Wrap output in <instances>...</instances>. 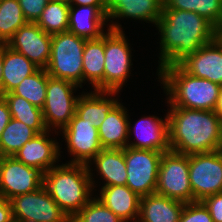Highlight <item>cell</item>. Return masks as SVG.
Segmentation results:
<instances>
[{
    "mask_svg": "<svg viewBox=\"0 0 222 222\" xmlns=\"http://www.w3.org/2000/svg\"><path fill=\"white\" fill-rule=\"evenodd\" d=\"M160 34L157 69L178 65L200 47L216 39L217 28L196 12L162 8L155 24Z\"/></svg>",
    "mask_w": 222,
    "mask_h": 222,
    "instance_id": "obj_1",
    "label": "cell"
},
{
    "mask_svg": "<svg viewBox=\"0 0 222 222\" xmlns=\"http://www.w3.org/2000/svg\"><path fill=\"white\" fill-rule=\"evenodd\" d=\"M170 150L184 155L222 149V120L215 111L170 107Z\"/></svg>",
    "mask_w": 222,
    "mask_h": 222,
    "instance_id": "obj_2",
    "label": "cell"
},
{
    "mask_svg": "<svg viewBox=\"0 0 222 222\" xmlns=\"http://www.w3.org/2000/svg\"><path fill=\"white\" fill-rule=\"evenodd\" d=\"M92 168L67 162L44 173L43 185L70 219L93 198L96 183Z\"/></svg>",
    "mask_w": 222,
    "mask_h": 222,
    "instance_id": "obj_3",
    "label": "cell"
},
{
    "mask_svg": "<svg viewBox=\"0 0 222 222\" xmlns=\"http://www.w3.org/2000/svg\"><path fill=\"white\" fill-rule=\"evenodd\" d=\"M168 107L214 111L221 86L185 72L179 65L157 70Z\"/></svg>",
    "mask_w": 222,
    "mask_h": 222,
    "instance_id": "obj_4",
    "label": "cell"
},
{
    "mask_svg": "<svg viewBox=\"0 0 222 222\" xmlns=\"http://www.w3.org/2000/svg\"><path fill=\"white\" fill-rule=\"evenodd\" d=\"M86 40L69 31L52 35L47 74L52 78L73 82L79 88H83L82 56Z\"/></svg>",
    "mask_w": 222,
    "mask_h": 222,
    "instance_id": "obj_5",
    "label": "cell"
},
{
    "mask_svg": "<svg viewBox=\"0 0 222 222\" xmlns=\"http://www.w3.org/2000/svg\"><path fill=\"white\" fill-rule=\"evenodd\" d=\"M155 193L185 204L193 202L189 180V155L172 150L163 152Z\"/></svg>",
    "mask_w": 222,
    "mask_h": 222,
    "instance_id": "obj_6",
    "label": "cell"
},
{
    "mask_svg": "<svg viewBox=\"0 0 222 222\" xmlns=\"http://www.w3.org/2000/svg\"><path fill=\"white\" fill-rule=\"evenodd\" d=\"M123 30L105 33L104 91L120 92L131 75L132 48Z\"/></svg>",
    "mask_w": 222,
    "mask_h": 222,
    "instance_id": "obj_7",
    "label": "cell"
},
{
    "mask_svg": "<svg viewBox=\"0 0 222 222\" xmlns=\"http://www.w3.org/2000/svg\"><path fill=\"white\" fill-rule=\"evenodd\" d=\"M78 85L73 82L49 77L47 79L46 99L42 108L43 119L48 130L55 134L66 127L76 112L80 95H74ZM59 131H56L58 130Z\"/></svg>",
    "mask_w": 222,
    "mask_h": 222,
    "instance_id": "obj_8",
    "label": "cell"
},
{
    "mask_svg": "<svg viewBox=\"0 0 222 222\" xmlns=\"http://www.w3.org/2000/svg\"><path fill=\"white\" fill-rule=\"evenodd\" d=\"M162 155L163 152L159 151L125 147L126 186L140 197L154 194Z\"/></svg>",
    "mask_w": 222,
    "mask_h": 222,
    "instance_id": "obj_9",
    "label": "cell"
},
{
    "mask_svg": "<svg viewBox=\"0 0 222 222\" xmlns=\"http://www.w3.org/2000/svg\"><path fill=\"white\" fill-rule=\"evenodd\" d=\"M193 202L222 193V149L189 155Z\"/></svg>",
    "mask_w": 222,
    "mask_h": 222,
    "instance_id": "obj_10",
    "label": "cell"
},
{
    "mask_svg": "<svg viewBox=\"0 0 222 222\" xmlns=\"http://www.w3.org/2000/svg\"><path fill=\"white\" fill-rule=\"evenodd\" d=\"M13 220L21 222H71L43 185L34 192L10 199Z\"/></svg>",
    "mask_w": 222,
    "mask_h": 222,
    "instance_id": "obj_11",
    "label": "cell"
},
{
    "mask_svg": "<svg viewBox=\"0 0 222 222\" xmlns=\"http://www.w3.org/2000/svg\"><path fill=\"white\" fill-rule=\"evenodd\" d=\"M44 183V174L14 156L0 159V196L10 200L14 196L34 192Z\"/></svg>",
    "mask_w": 222,
    "mask_h": 222,
    "instance_id": "obj_12",
    "label": "cell"
},
{
    "mask_svg": "<svg viewBox=\"0 0 222 222\" xmlns=\"http://www.w3.org/2000/svg\"><path fill=\"white\" fill-rule=\"evenodd\" d=\"M63 133L66 148L73 159L68 163H88L103 149L100 144L98 129L94 123H88L80 119L76 114L69 124L59 133Z\"/></svg>",
    "mask_w": 222,
    "mask_h": 222,
    "instance_id": "obj_13",
    "label": "cell"
},
{
    "mask_svg": "<svg viewBox=\"0 0 222 222\" xmlns=\"http://www.w3.org/2000/svg\"><path fill=\"white\" fill-rule=\"evenodd\" d=\"M51 44L52 35L45 33L35 22H27L14 33L6 45L26 56L39 69H46Z\"/></svg>",
    "mask_w": 222,
    "mask_h": 222,
    "instance_id": "obj_14",
    "label": "cell"
},
{
    "mask_svg": "<svg viewBox=\"0 0 222 222\" xmlns=\"http://www.w3.org/2000/svg\"><path fill=\"white\" fill-rule=\"evenodd\" d=\"M132 132L135 136H132ZM131 136L135 137L134 139L137 141H129ZM127 147L159 152L169 151L168 114L164 116V119L154 115L141 117L136 123L134 122V126L128 121Z\"/></svg>",
    "mask_w": 222,
    "mask_h": 222,
    "instance_id": "obj_15",
    "label": "cell"
},
{
    "mask_svg": "<svg viewBox=\"0 0 222 222\" xmlns=\"http://www.w3.org/2000/svg\"><path fill=\"white\" fill-rule=\"evenodd\" d=\"M50 132L52 130L38 133L13 156L25 165L33 167L43 174L46 173L60 162L59 158H61L62 152L58 141L49 137L51 136Z\"/></svg>",
    "mask_w": 222,
    "mask_h": 222,
    "instance_id": "obj_16",
    "label": "cell"
},
{
    "mask_svg": "<svg viewBox=\"0 0 222 222\" xmlns=\"http://www.w3.org/2000/svg\"><path fill=\"white\" fill-rule=\"evenodd\" d=\"M164 0H106V17L111 30H123L114 19L132 18L153 23L154 26L162 15ZM112 19V20H110Z\"/></svg>",
    "mask_w": 222,
    "mask_h": 222,
    "instance_id": "obj_17",
    "label": "cell"
},
{
    "mask_svg": "<svg viewBox=\"0 0 222 222\" xmlns=\"http://www.w3.org/2000/svg\"><path fill=\"white\" fill-rule=\"evenodd\" d=\"M190 75L222 86V44L216 38L178 64Z\"/></svg>",
    "mask_w": 222,
    "mask_h": 222,
    "instance_id": "obj_18",
    "label": "cell"
},
{
    "mask_svg": "<svg viewBox=\"0 0 222 222\" xmlns=\"http://www.w3.org/2000/svg\"><path fill=\"white\" fill-rule=\"evenodd\" d=\"M106 10V6H70L68 31L87 40L102 37L104 25H109Z\"/></svg>",
    "mask_w": 222,
    "mask_h": 222,
    "instance_id": "obj_19",
    "label": "cell"
},
{
    "mask_svg": "<svg viewBox=\"0 0 222 222\" xmlns=\"http://www.w3.org/2000/svg\"><path fill=\"white\" fill-rule=\"evenodd\" d=\"M96 198L123 221L137 222L141 197L126 185L102 187Z\"/></svg>",
    "mask_w": 222,
    "mask_h": 222,
    "instance_id": "obj_20",
    "label": "cell"
},
{
    "mask_svg": "<svg viewBox=\"0 0 222 222\" xmlns=\"http://www.w3.org/2000/svg\"><path fill=\"white\" fill-rule=\"evenodd\" d=\"M82 93L77 101L75 114L88 123L93 122L98 129L108 113L119 103L120 100L114 98L119 92L94 90Z\"/></svg>",
    "mask_w": 222,
    "mask_h": 222,
    "instance_id": "obj_21",
    "label": "cell"
},
{
    "mask_svg": "<svg viewBox=\"0 0 222 222\" xmlns=\"http://www.w3.org/2000/svg\"><path fill=\"white\" fill-rule=\"evenodd\" d=\"M119 102L107 115L98 128L103 149H124L128 142V109Z\"/></svg>",
    "mask_w": 222,
    "mask_h": 222,
    "instance_id": "obj_22",
    "label": "cell"
},
{
    "mask_svg": "<svg viewBox=\"0 0 222 222\" xmlns=\"http://www.w3.org/2000/svg\"><path fill=\"white\" fill-rule=\"evenodd\" d=\"M184 205L156 193L142 196L137 222H179Z\"/></svg>",
    "mask_w": 222,
    "mask_h": 222,
    "instance_id": "obj_23",
    "label": "cell"
},
{
    "mask_svg": "<svg viewBox=\"0 0 222 222\" xmlns=\"http://www.w3.org/2000/svg\"><path fill=\"white\" fill-rule=\"evenodd\" d=\"M96 165L95 170L100 180H105L102 187L126 185L127 171L124 149H102L87 165Z\"/></svg>",
    "mask_w": 222,
    "mask_h": 222,
    "instance_id": "obj_24",
    "label": "cell"
},
{
    "mask_svg": "<svg viewBox=\"0 0 222 222\" xmlns=\"http://www.w3.org/2000/svg\"><path fill=\"white\" fill-rule=\"evenodd\" d=\"M38 69L26 56L3 44L1 96L11 92L26 77L32 75Z\"/></svg>",
    "mask_w": 222,
    "mask_h": 222,
    "instance_id": "obj_25",
    "label": "cell"
},
{
    "mask_svg": "<svg viewBox=\"0 0 222 222\" xmlns=\"http://www.w3.org/2000/svg\"><path fill=\"white\" fill-rule=\"evenodd\" d=\"M105 34L86 40L83 51V83L90 82L95 91H104ZM87 81V82H86Z\"/></svg>",
    "mask_w": 222,
    "mask_h": 222,
    "instance_id": "obj_26",
    "label": "cell"
},
{
    "mask_svg": "<svg viewBox=\"0 0 222 222\" xmlns=\"http://www.w3.org/2000/svg\"><path fill=\"white\" fill-rule=\"evenodd\" d=\"M2 97L8 104L11 118L25 123L37 133H42L48 130L44 123L42 109L34 106L23 97L17 96L12 92L3 94Z\"/></svg>",
    "mask_w": 222,
    "mask_h": 222,
    "instance_id": "obj_27",
    "label": "cell"
},
{
    "mask_svg": "<svg viewBox=\"0 0 222 222\" xmlns=\"http://www.w3.org/2000/svg\"><path fill=\"white\" fill-rule=\"evenodd\" d=\"M163 8L196 12L216 28L222 24V0H164Z\"/></svg>",
    "mask_w": 222,
    "mask_h": 222,
    "instance_id": "obj_28",
    "label": "cell"
},
{
    "mask_svg": "<svg viewBox=\"0 0 222 222\" xmlns=\"http://www.w3.org/2000/svg\"><path fill=\"white\" fill-rule=\"evenodd\" d=\"M38 133L25 123L10 119L0 138L1 156H13L27 141Z\"/></svg>",
    "mask_w": 222,
    "mask_h": 222,
    "instance_id": "obj_29",
    "label": "cell"
},
{
    "mask_svg": "<svg viewBox=\"0 0 222 222\" xmlns=\"http://www.w3.org/2000/svg\"><path fill=\"white\" fill-rule=\"evenodd\" d=\"M69 3L48 2L35 22L45 33L55 35L68 31Z\"/></svg>",
    "mask_w": 222,
    "mask_h": 222,
    "instance_id": "obj_30",
    "label": "cell"
},
{
    "mask_svg": "<svg viewBox=\"0 0 222 222\" xmlns=\"http://www.w3.org/2000/svg\"><path fill=\"white\" fill-rule=\"evenodd\" d=\"M49 77L46 69H38L32 75L26 77L11 92L42 109L46 99L47 79Z\"/></svg>",
    "mask_w": 222,
    "mask_h": 222,
    "instance_id": "obj_31",
    "label": "cell"
},
{
    "mask_svg": "<svg viewBox=\"0 0 222 222\" xmlns=\"http://www.w3.org/2000/svg\"><path fill=\"white\" fill-rule=\"evenodd\" d=\"M27 22L18 0H1L0 44H7L14 33Z\"/></svg>",
    "mask_w": 222,
    "mask_h": 222,
    "instance_id": "obj_32",
    "label": "cell"
},
{
    "mask_svg": "<svg viewBox=\"0 0 222 222\" xmlns=\"http://www.w3.org/2000/svg\"><path fill=\"white\" fill-rule=\"evenodd\" d=\"M71 222H125L94 197L71 219Z\"/></svg>",
    "mask_w": 222,
    "mask_h": 222,
    "instance_id": "obj_33",
    "label": "cell"
},
{
    "mask_svg": "<svg viewBox=\"0 0 222 222\" xmlns=\"http://www.w3.org/2000/svg\"><path fill=\"white\" fill-rule=\"evenodd\" d=\"M179 222H213V219L204 204L195 201L184 205Z\"/></svg>",
    "mask_w": 222,
    "mask_h": 222,
    "instance_id": "obj_34",
    "label": "cell"
},
{
    "mask_svg": "<svg viewBox=\"0 0 222 222\" xmlns=\"http://www.w3.org/2000/svg\"><path fill=\"white\" fill-rule=\"evenodd\" d=\"M23 15L28 22H36L41 16L48 0H18Z\"/></svg>",
    "mask_w": 222,
    "mask_h": 222,
    "instance_id": "obj_35",
    "label": "cell"
},
{
    "mask_svg": "<svg viewBox=\"0 0 222 222\" xmlns=\"http://www.w3.org/2000/svg\"><path fill=\"white\" fill-rule=\"evenodd\" d=\"M201 202L208 209L213 222H222V193L207 196Z\"/></svg>",
    "mask_w": 222,
    "mask_h": 222,
    "instance_id": "obj_36",
    "label": "cell"
},
{
    "mask_svg": "<svg viewBox=\"0 0 222 222\" xmlns=\"http://www.w3.org/2000/svg\"><path fill=\"white\" fill-rule=\"evenodd\" d=\"M12 206L10 200L0 196V222H13Z\"/></svg>",
    "mask_w": 222,
    "mask_h": 222,
    "instance_id": "obj_37",
    "label": "cell"
},
{
    "mask_svg": "<svg viewBox=\"0 0 222 222\" xmlns=\"http://www.w3.org/2000/svg\"><path fill=\"white\" fill-rule=\"evenodd\" d=\"M11 119L10 110L7 102L0 96V138L4 128L7 126Z\"/></svg>",
    "mask_w": 222,
    "mask_h": 222,
    "instance_id": "obj_38",
    "label": "cell"
},
{
    "mask_svg": "<svg viewBox=\"0 0 222 222\" xmlns=\"http://www.w3.org/2000/svg\"><path fill=\"white\" fill-rule=\"evenodd\" d=\"M70 6H106V0H70Z\"/></svg>",
    "mask_w": 222,
    "mask_h": 222,
    "instance_id": "obj_39",
    "label": "cell"
},
{
    "mask_svg": "<svg viewBox=\"0 0 222 222\" xmlns=\"http://www.w3.org/2000/svg\"><path fill=\"white\" fill-rule=\"evenodd\" d=\"M214 111L218 114V116L222 120V86L220 88L217 105Z\"/></svg>",
    "mask_w": 222,
    "mask_h": 222,
    "instance_id": "obj_40",
    "label": "cell"
},
{
    "mask_svg": "<svg viewBox=\"0 0 222 222\" xmlns=\"http://www.w3.org/2000/svg\"><path fill=\"white\" fill-rule=\"evenodd\" d=\"M2 67H3V44H0V96H1Z\"/></svg>",
    "mask_w": 222,
    "mask_h": 222,
    "instance_id": "obj_41",
    "label": "cell"
},
{
    "mask_svg": "<svg viewBox=\"0 0 222 222\" xmlns=\"http://www.w3.org/2000/svg\"><path fill=\"white\" fill-rule=\"evenodd\" d=\"M216 38L222 44V24L217 28Z\"/></svg>",
    "mask_w": 222,
    "mask_h": 222,
    "instance_id": "obj_42",
    "label": "cell"
},
{
    "mask_svg": "<svg viewBox=\"0 0 222 222\" xmlns=\"http://www.w3.org/2000/svg\"><path fill=\"white\" fill-rule=\"evenodd\" d=\"M49 2H64L69 3L70 0H48Z\"/></svg>",
    "mask_w": 222,
    "mask_h": 222,
    "instance_id": "obj_43",
    "label": "cell"
}]
</instances>
